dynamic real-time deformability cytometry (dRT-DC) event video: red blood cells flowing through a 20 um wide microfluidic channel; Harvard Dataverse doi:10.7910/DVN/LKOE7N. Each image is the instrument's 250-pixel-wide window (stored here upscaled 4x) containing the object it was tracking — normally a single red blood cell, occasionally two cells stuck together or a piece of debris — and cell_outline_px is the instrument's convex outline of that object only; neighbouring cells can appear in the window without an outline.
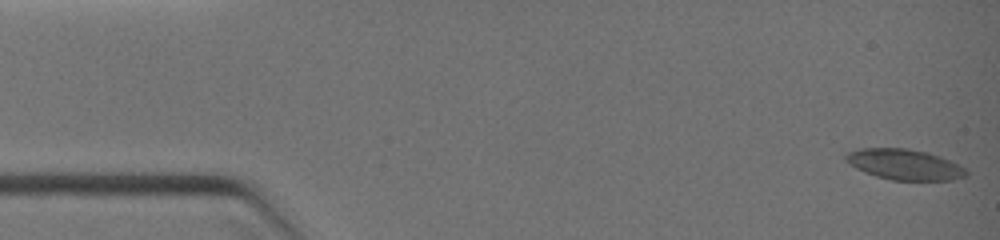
{"species": "common noctule bat (a hibernating species)", "species_latin": "Nyctalus noctula", "temperature_condition": "warm", "stored_images_in_passage": 10, "camera_frame_rate_fps": 3000, "um_per_image_px": 0.085, "animal": {"sex": "female", "body_mass_g": 19.0, "forearm_length_mm": 51.5}, "frame": {"image": 1, "passage_image": 1, "time_ms": 0.0, "image_size_px": [1000, 240], "cell_outline_px": [[968, 172], [964, 176], [952, 180], [892, 180], [876, 176], [864, 172], [856, 168], [844, 156], [848, 152], [860, 148], [908, 148], [928, 152], [952, 160], [964, 168]], "centroid_in_image_um": [76.91, 13.97], "position_along_channel_um": 8.1, "area_um2": 21.39}}
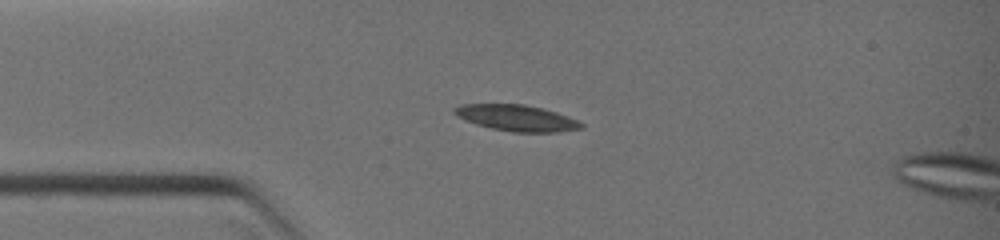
{"frame": {"image": 2, "passage_image": 7, "time_ms": 2.667, "image_size_px": [1000, 240], "cell_outline_px": [[584, 128], [556, 132], [512, 132], [492, 128], [476, 124], [464, 120], [456, 116], [452, 112], [452, 108], [460, 104], [524, 104], [556, 112], [580, 120], [584, 124]], "centroid_in_image_um": [43.9, 10.02], "position_along_channel_um": 41.1, "area_um2": 19.48}}
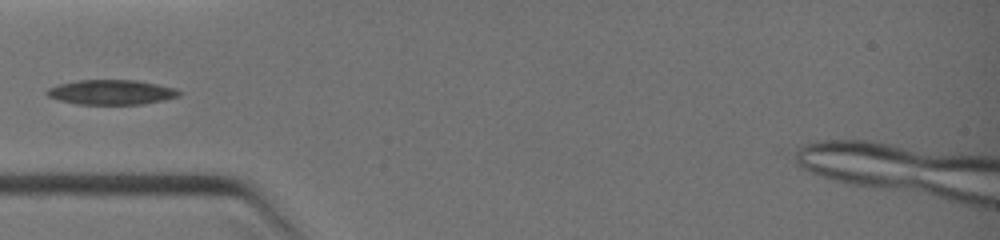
{"frame": {"image": 3, "passage_image": 9, "time_ms": 3.667, "image_size_px": [1000, 240], "cell_outline_px": [[180, 96], [164, 100], [140, 104], [76, 104], [60, 100], [48, 96], [44, 92], [48, 88], [60, 84], [76, 80], [136, 80], [176, 88], [180, 92]], "centroid_in_image_um": [9.46, 7.83], "position_along_channel_um": 75.5, "area_um2": 19.02}}